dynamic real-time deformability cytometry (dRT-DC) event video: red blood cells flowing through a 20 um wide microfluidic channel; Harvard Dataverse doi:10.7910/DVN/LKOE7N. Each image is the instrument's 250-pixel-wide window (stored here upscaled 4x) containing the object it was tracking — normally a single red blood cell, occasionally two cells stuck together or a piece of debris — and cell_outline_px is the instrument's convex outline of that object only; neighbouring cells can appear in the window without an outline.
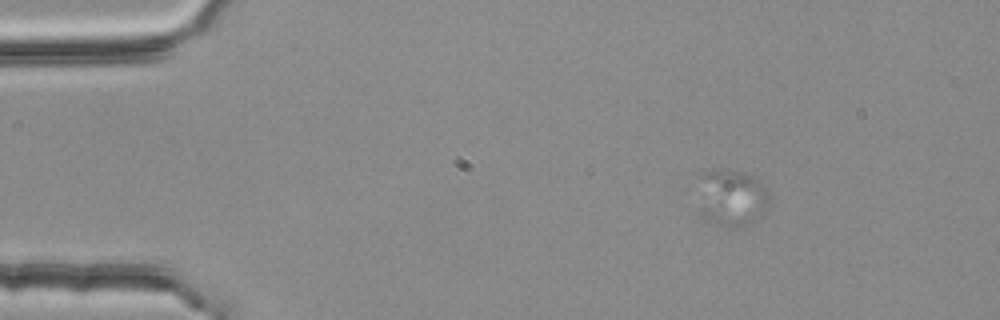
{"species": "common noctule bat (a hibernating species)", "species_latin": "Nyctalus noctula", "temperature_condition": "room temperature", "stored_images_in_passage": 4, "camera_frame_rate_fps": 3000, "um_per_image_px": 0.085, "animal": {"sex": "female", "body_mass_g": 25.1}, "frame": {"image": 1, "passage_image": 2, "time_ms": 0.333, "image_size_px": [1000, 320], "cell_outline_px": [[768, 200], [764, 212], [748, 224], [732, 228], [720, 224], [704, 216], [700, 212], [692, 172], [728, 168], [756, 176], [764, 184], [768, 192]], "centroid_in_image_um": [62.06, 16.69], "position_along_channel_um": 22.9, "area_um2": 24.74}}
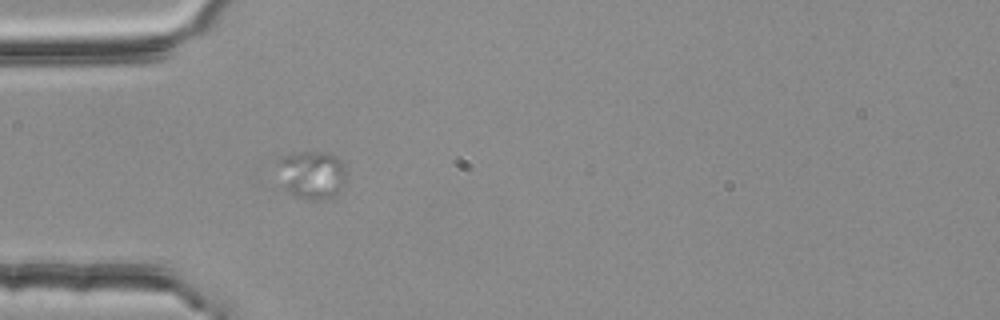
{"frame": {"image": 2, "passage_image": 4, "time_ms": 1.0, "image_size_px": [1000, 320], "cell_outline_px": [[348, 176], [336, 192], [332, 196], [320, 200], [304, 200], [288, 192], [284, 188], [276, 160], [276, 156], [300, 152], [328, 152], [336, 156], [344, 164]], "centroid_in_image_um": [26.48, 14.82], "position_along_channel_um": 58.5, "area_um2": 19.54}}